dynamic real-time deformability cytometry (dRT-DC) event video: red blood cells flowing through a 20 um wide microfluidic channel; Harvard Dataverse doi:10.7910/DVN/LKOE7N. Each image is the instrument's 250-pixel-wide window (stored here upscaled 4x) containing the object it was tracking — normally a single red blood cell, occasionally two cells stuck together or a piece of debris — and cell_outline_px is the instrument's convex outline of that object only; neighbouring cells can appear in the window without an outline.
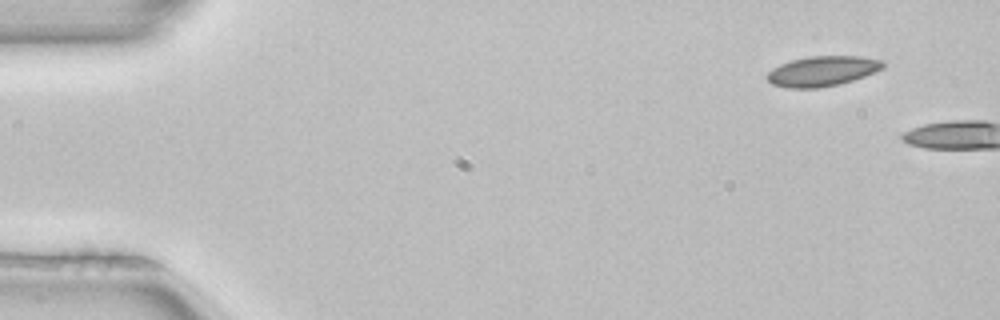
{"species": "common noctule bat (a hibernating species)", "species_latin": "Nyctalus noctula", "temperature_condition": "room temperature", "stored_images_in_passage": 2, "camera_frame_rate_fps": 3000, "um_per_image_px": 0.085, "animal": {"sex": "female", "body_mass_g": 22.7, "forearm_length_mm": 54.2}, "frame": {"image": 1, "passage_image": 1, "time_ms": 0.0, "image_size_px": [1000, 320], "cell_outline_px": [[884, 68], [876, 72], [840, 84], [820, 88], [788, 88], [772, 84], [764, 76], [772, 68], [780, 64], [792, 60], [808, 56], [860, 56], [884, 60]], "centroid_in_image_um": [69.9, 6.04], "position_along_channel_um": 15.1, "area_um2": 20.52}}